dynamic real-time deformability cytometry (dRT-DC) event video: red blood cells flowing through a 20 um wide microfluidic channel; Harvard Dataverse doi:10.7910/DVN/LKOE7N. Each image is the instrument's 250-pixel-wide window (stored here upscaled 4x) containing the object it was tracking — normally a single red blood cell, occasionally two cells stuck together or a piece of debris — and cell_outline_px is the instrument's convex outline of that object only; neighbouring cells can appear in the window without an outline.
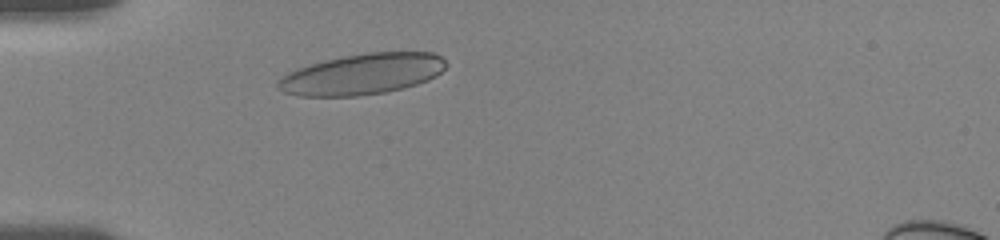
{"species": "human", "species_latin": "Homo sapiens", "temperature_condition": "room temperature", "stored_images_in_passage": 58, "camera_frame_rate_fps": 3000, "um_per_image_px": 0.085, "donor": {"sex": "female"}, "frame": {"image": 1, "passage_image": 13, "time_ms": 2.0, "image_size_px": [1000, 240], "cell_outline_px": [[448, 64], [436, 76], [428, 80], [416, 84], [384, 92], [356, 96], [296, 96], [284, 92], [276, 88], [276, 84], [288, 72], [324, 60], [344, 56], [368, 52], [432, 52], [440, 56]], "centroid_in_image_um": [30.79, 6.3], "position_along_channel_um": 54.2, "area_um2": 39.71}}
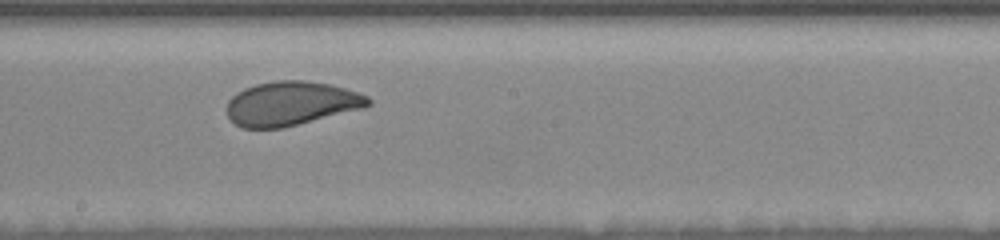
{"frame": {"image": 2, "passage_image": 39, "time_ms": 7.0, "image_size_px": [1000, 240], "cell_outline_px": [[372, 104], [364, 108], [280, 128], [244, 128], [236, 124], [228, 116], [228, 100], [236, 92], [244, 88], [256, 84], [276, 80], [304, 80], [328, 84], [344, 88], [368, 96], [372, 100]], "centroid_in_image_um": [24.75, 8.79], "position_along_channel_um": 223.5, "area_um2": 36.07}}
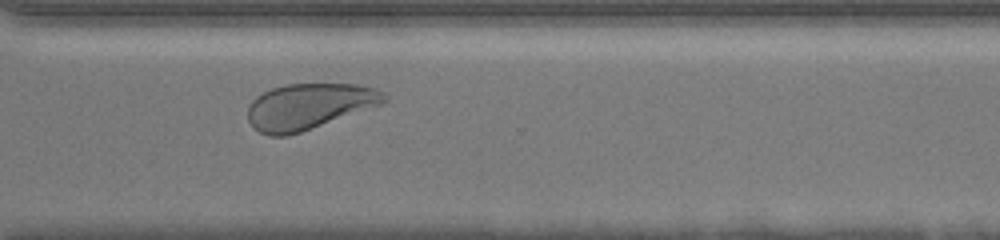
{"frame": {"image": 3, "passage_image": 57, "time_ms": 10.333, "image_size_px": [1000, 240], "cell_outline_px": [[388, 100], [380, 104], [300, 132], [288, 136], [268, 136], [260, 132], [248, 120], [248, 104], [256, 96], [272, 88], [288, 84], [356, 84], [376, 88], [384, 92], [388, 96]], "centroid_in_image_um": [26.24, 9.03], "position_along_channel_um": 344.4, "area_um2": 36.07}}